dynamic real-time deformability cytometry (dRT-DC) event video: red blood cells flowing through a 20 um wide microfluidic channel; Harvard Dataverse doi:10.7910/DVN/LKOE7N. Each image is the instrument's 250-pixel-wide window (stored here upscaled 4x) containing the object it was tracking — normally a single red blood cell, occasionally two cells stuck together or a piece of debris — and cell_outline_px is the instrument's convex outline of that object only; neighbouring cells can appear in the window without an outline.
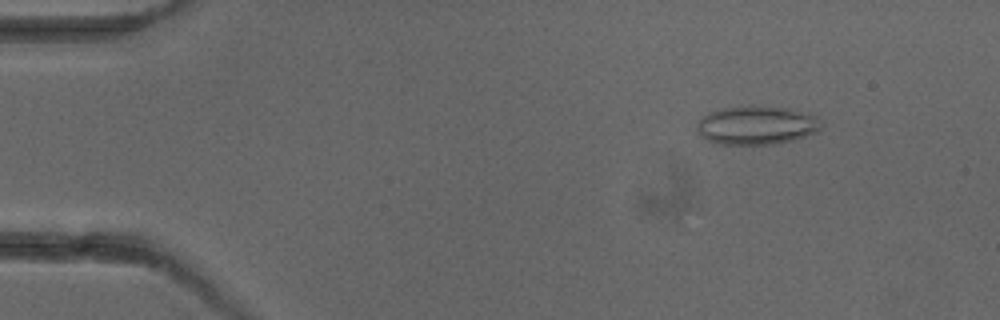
{"species": "common noctule bat (a hibernating species)", "species_latin": "Nyctalus noctula", "temperature_condition": "cold", "stored_images_in_passage": 6, "camera_frame_rate_fps": 3000, "um_per_image_px": 0.085, "animal": {"sex": "female"}, "frame": {"image": 1, "passage_image": 2, "time_ms": 1.0, "image_size_px": [1000, 320], "cell_outline_px": [[824, 124], [816, 132], [792, 140], [772, 144], [720, 144], [708, 140], [700, 136], [696, 128], [696, 124], [708, 112], [720, 108], [748, 104], [752, 104], [792, 108], [808, 112], [816, 116]], "centroid_in_image_um": [64.32, 10.6], "position_along_channel_um": 20.7, "area_um2": 28.61}}